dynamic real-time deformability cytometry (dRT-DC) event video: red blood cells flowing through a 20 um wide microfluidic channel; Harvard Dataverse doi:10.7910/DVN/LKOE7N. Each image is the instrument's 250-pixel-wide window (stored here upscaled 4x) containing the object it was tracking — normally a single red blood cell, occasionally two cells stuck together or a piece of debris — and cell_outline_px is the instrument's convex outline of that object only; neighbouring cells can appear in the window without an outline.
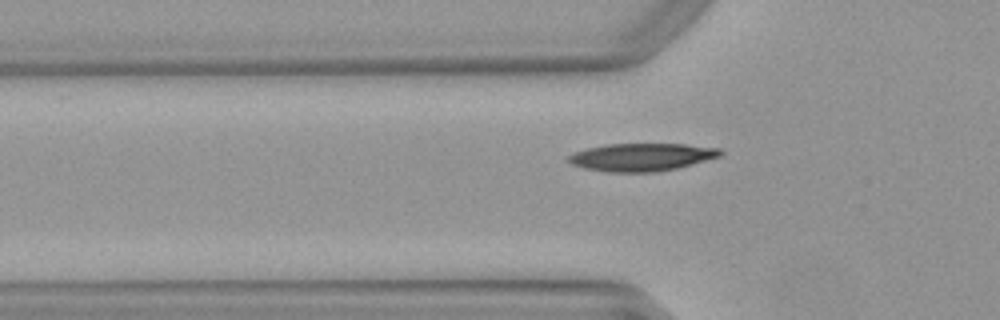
{"species": "Egyptian fruit bat (a non-hibernating species)", "species_latin": "Rousettus aegyptiacus", "temperature_condition": "warm", "stored_images_in_passage": 39, "segment_of_instrument_passage": [1, 2], "camera_frame_rate_fps": 3000, "um_per_image_px": 0.085, "animal": {"sex": "female"}, "frame": {"image": 1, "passage_image": 4, "time_ms": 1.0, "image_size_px": [1000, 320], "cell_outline_px": [[724, 152], [720, 156], [692, 164], [676, 168], [656, 172], [608, 172], [584, 168], [572, 164], [564, 160], [572, 152], [588, 148], [608, 144], [684, 144], [720, 148]], "centroid_in_image_um": [54.5, 13.35], "position_along_channel_um": 71.3, "area_um2": 24.62}}
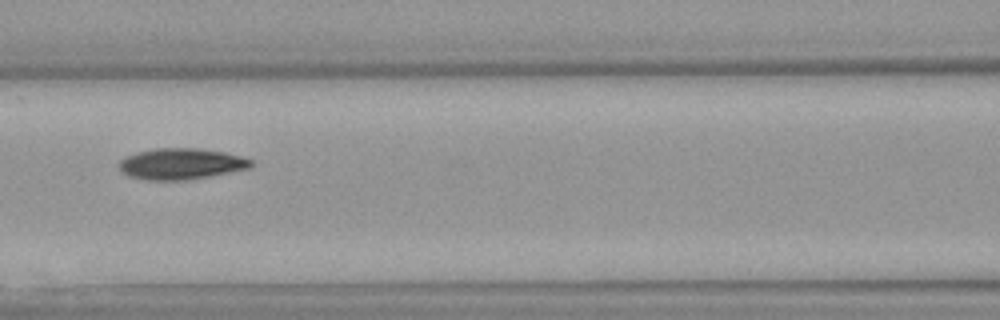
{"frame": {"image": 2, "passage_image": 10, "time_ms": 3.0, "image_size_px": [1000, 320], "cell_outline_px": [[252, 164], [248, 168], [188, 180], [148, 180], [128, 176], [120, 168], [120, 160], [136, 152], [156, 148], [196, 148], [224, 152], [240, 156], [252, 160]], "centroid_in_image_um": [15.38, 13.92], "position_along_channel_um": 151.2, "area_um2": 23.58}}
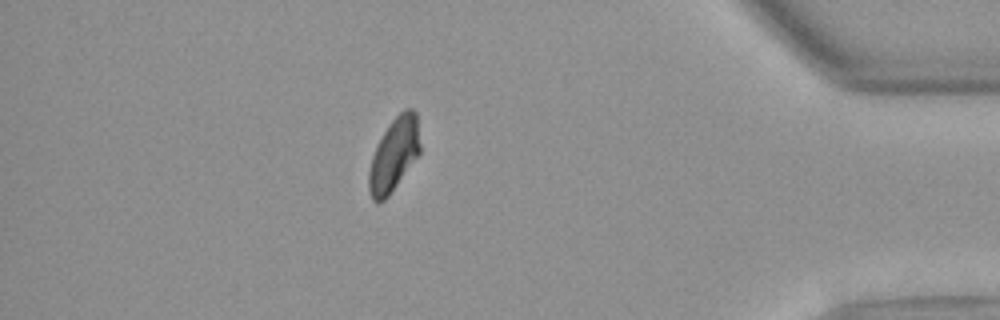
{"frame": {"image": 3, "passage_image": 32, "time_ms": 10.333, "image_size_px": [1000, 320], "cell_outline_px": [[420, 152], [388, 196], [384, 200], [376, 204], [372, 200], [368, 188], [368, 172], [372, 156], [388, 124], [404, 108], [412, 108], [416, 112], [420, 144]], "centroid_in_image_um": [33.47, 13.14], "position_along_channel_um": 401.7, "area_um2": 21.62}}